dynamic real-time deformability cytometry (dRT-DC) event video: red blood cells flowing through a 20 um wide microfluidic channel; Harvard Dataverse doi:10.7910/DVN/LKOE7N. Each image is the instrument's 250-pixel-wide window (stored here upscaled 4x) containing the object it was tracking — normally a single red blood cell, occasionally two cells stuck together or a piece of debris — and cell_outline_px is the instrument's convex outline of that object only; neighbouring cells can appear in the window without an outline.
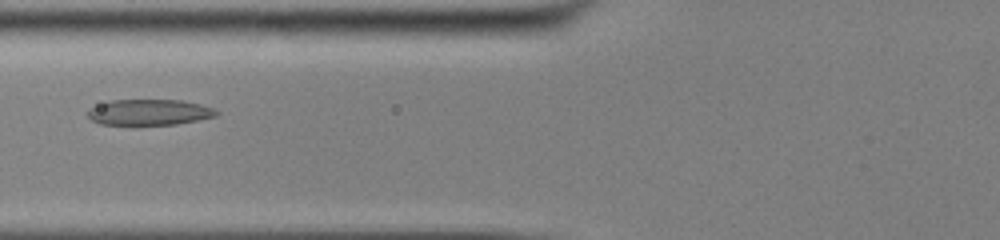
{"species": "common noctule bat (a hibernating species)", "species_latin": "Nyctalus noctula", "temperature_condition": "cold", "stored_images_in_passage": 49, "camera_frame_rate_fps": 3000, "um_per_image_px": 0.085, "animal": {"sex": "male", "body_mass_g": 13.0, "forearm_length_mm": 53.1}, "frame": {"image": 1, "passage_image": 18, "time_ms": 5.667, "image_size_px": [1000, 240], "cell_outline_px": [[220, 112], [216, 116], [176, 124], [132, 128], [100, 124], [92, 120], [88, 116], [88, 108], [112, 100], [180, 100], [200, 104], [212, 108]], "centroid_in_image_um": [12.62, 9.59], "position_along_channel_um": 113.2, "area_um2": 20.17}}
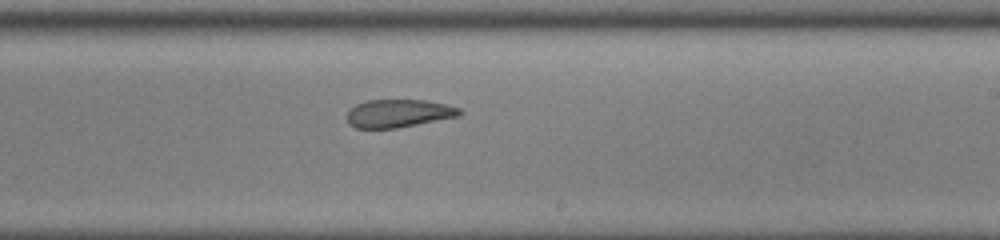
{"frame": {"image": 2, "passage_image": 29, "time_ms": 9.333, "image_size_px": [1000, 240], "cell_outline_px": [[464, 112], [460, 116], [396, 128], [356, 128], [348, 124], [348, 112], [356, 104], [368, 100], [424, 100], [444, 104], [460, 108]], "centroid_in_image_um": [33.9, 9.64], "position_along_channel_um": 255.1, "area_um2": 18.26}}
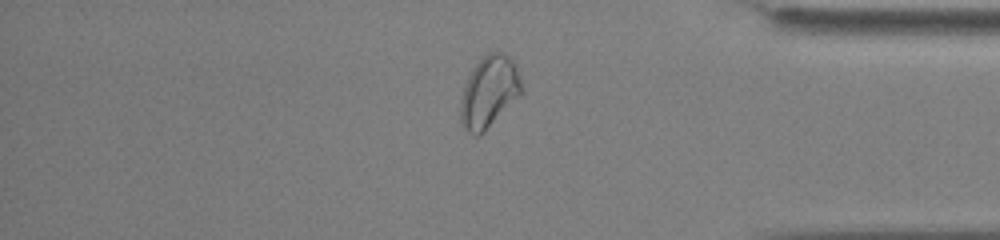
{"frame": {"image": 3, "passage_image": 41, "time_ms": 13.333, "image_size_px": [1000, 240], "cell_outline_px": [[520, 92], [484, 132], [480, 136], [476, 136], [468, 132], [464, 128], [460, 120], [460, 104], [464, 88], [468, 76], [472, 68], [488, 52], [504, 52], [516, 64], [520, 80]], "centroid_in_image_um": [41.52, 7.79], "position_along_channel_um": 393.7, "area_um2": 24.74}, "authors_computed_cell_mechanics": {"area_um2": 22.0218, "velocity_mm_per_s": 3.8758, "shape_relaxation_time_tau1_ms": null, "shape_relaxation_time_tau2_ms": 2.7398, "deformation_change_tau1": null, "deformation_change_tau2": 0.095}}